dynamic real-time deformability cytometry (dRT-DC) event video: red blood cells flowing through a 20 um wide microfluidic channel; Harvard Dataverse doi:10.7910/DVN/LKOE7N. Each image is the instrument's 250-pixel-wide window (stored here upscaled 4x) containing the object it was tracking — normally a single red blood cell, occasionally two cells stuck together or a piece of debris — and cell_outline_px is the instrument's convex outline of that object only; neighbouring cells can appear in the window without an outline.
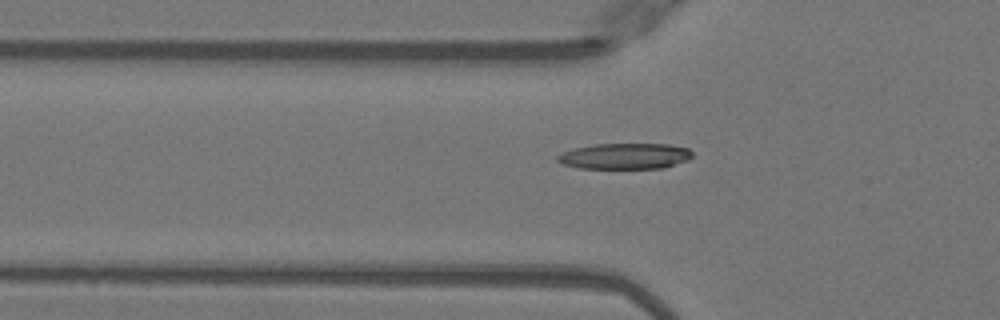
{"species": "Egyptian fruit bat (a non-hibernating species)", "species_latin": "Rousettus aegyptiacus", "temperature_condition": "warm", "stored_images_in_passage": 46, "camera_frame_rate_fps": 3000, "um_per_image_px": 0.085, "animal": {"sex": "female"}, "frame": {"image": 1, "passage_image": 18, "time_ms": 5.667, "image_size_px": [1000, 320], "cell_outline_px": [[692, 156], [688, 160], [664, 168], [580, 168], [564, 164], [556, 160], [556, 156], [572, 148], [596, 144], [668, 144], [688, 148], [692, 152]], "centroid_in_image_um": [53.13, 13.27], "position_along_channel_um": 72.7, "area_um2": 20.29}}
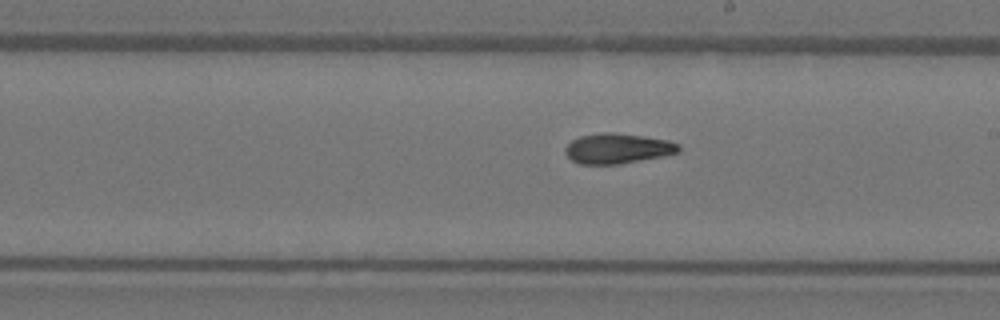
{"frame": {"image": 2, "passage_image": 30, "time_ms": 9.667, "image_size_px": [1000, 320], "cell_outline_px": [[680, 152], [664, 156], [620, 164], [580, 164], [572, 160], [564, 152], [564, 148], [572, 140], [580, 136], [604, 132], [612, 132], [644, 136], [668, 140], [680, 144]], "centroid_in_image_um": [52.51, 12.62], "position_along_channel_um": 236.5, "area_um2": 20.06}}
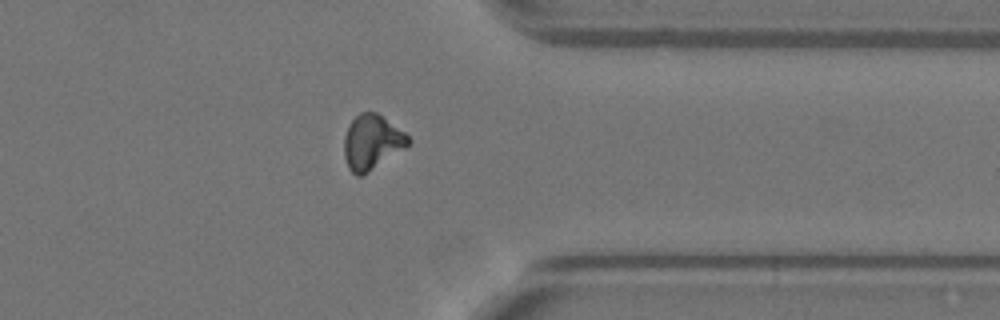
{"frame": {"image": 3, "passage_image": 41, "time_ms": 13.333, "image_size_px": [1000, 320], "cell_outline_px": [[412, 140], [404, 148], [368, 172], [360, 176], [356, 176], [348, 168], [344, 156], [344, 136], [348, 124], [360, 112], [376, 112], [404, 132]], "centroid_in_image_um": [31.57, 12.08], "position_along_channel_um": 379.8, "area_um2": 20.23}}